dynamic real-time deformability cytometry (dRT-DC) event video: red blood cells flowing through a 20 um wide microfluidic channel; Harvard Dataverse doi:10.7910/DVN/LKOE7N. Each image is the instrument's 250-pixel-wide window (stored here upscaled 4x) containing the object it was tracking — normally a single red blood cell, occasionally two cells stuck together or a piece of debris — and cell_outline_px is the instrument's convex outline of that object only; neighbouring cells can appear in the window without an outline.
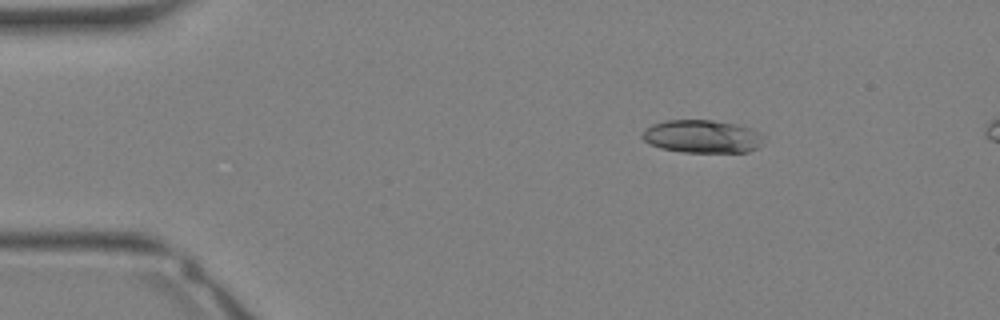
{"species": "Egyptian fruit bat (a non-hibernating species)", "species_latin": "Rousettus aegyptiacus", "temperature_condition": "warm", "stored_images_in_passage": 35, "camera_frame_rate_fps": 3000, "um_per_image_px": 0.085, "animal": {"sex": "female"}, "frame": {"image": 1, "passage_image": 6, "time_ms": 1.667, "image_size_px": [1000, 320], "cell_outline_px": [[764, 136], [760, 144], [756, 148], [748, 152], [684, 152], [660, 148], [648, 144], [640, 136], [640, 132], [644, 128], [652, 124], [668, 120], [712, 120], [736, 124], [752, 128]], "centroid_in_image_um": [59.63, 11.59], "position_along_channel_um": 25.4, "area_um2": 23.52}}
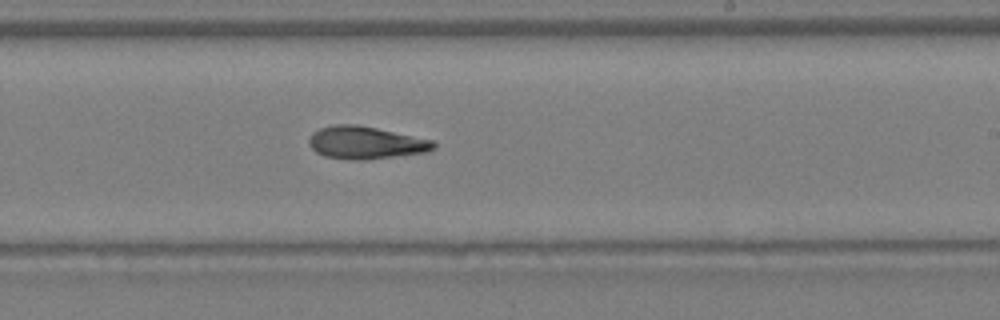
{"frame": {"image": 2, "passage_image": 21, "time_ms": 6.667, "image_size_px": [1000, 320], "cell_outline_px": [[436, 148], [428, 152], [364, 160], [352, 160], [324, 156], [316, 152], [308, 144], [308, 140], [312, 132], [320, 128], [336, 124], [356, 124], [376, 128], [432, 140], [436, 144]], "centroid_in_image_um": [31.06, 12.13], "position_along_channel_um": 257.9, "area_um2": 23.64}}
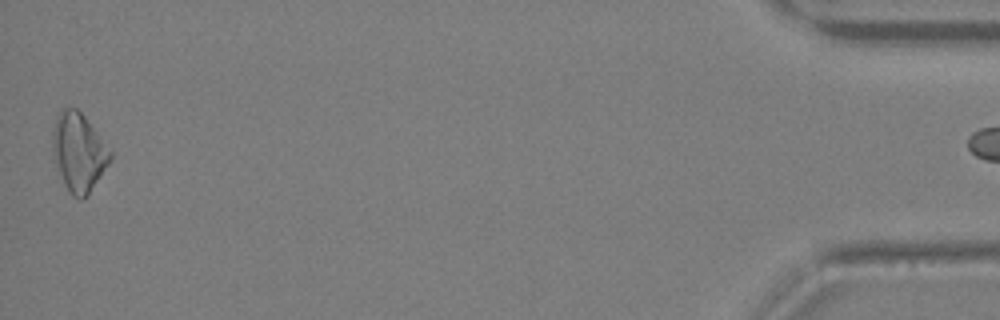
{"frame": {"image": 3, "passage_image": 34, "time_ms": 11.0, "image_size_px": [1000, 320], "cell_outline_px": [[112, 160], [88, 196], [84, 200], [80, 200], [72, 196], [64, 184], [56, 164], [52, 148], [52, 128], [56, 116], [64, 108], [76, 108], [84, 116], [112, 152]], "centroid_in_image_um": [6.69, 12.97], "position_along_channel_um": 428.5, "area_um2": 26.41}}